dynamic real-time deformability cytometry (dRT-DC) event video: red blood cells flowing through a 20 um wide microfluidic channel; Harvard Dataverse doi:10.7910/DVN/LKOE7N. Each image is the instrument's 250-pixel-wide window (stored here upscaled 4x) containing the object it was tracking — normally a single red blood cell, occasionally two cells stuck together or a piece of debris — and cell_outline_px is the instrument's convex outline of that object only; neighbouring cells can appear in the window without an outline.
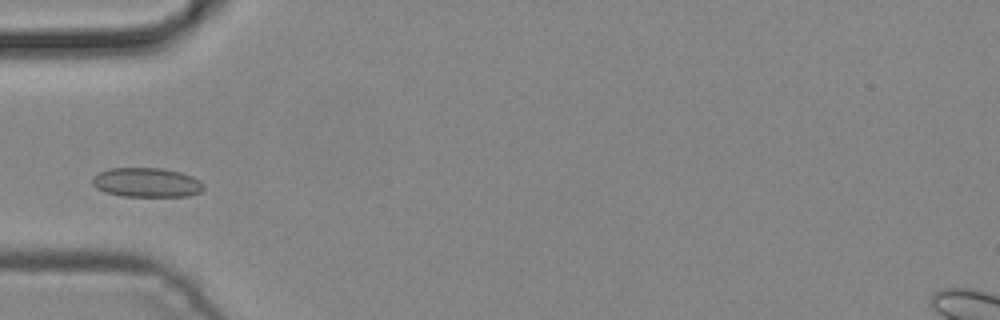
{"species": "common noctule bat (a hibernating species)", "species_latin": "Nyctalus noctula", "temperature_condition": "cold", "stored_images_in_passage": 3, "camera_frame_rate_fps": 3000, "um_per_image_px": 0.085, "animal": {"sex": "male", "body_mass_g": 19.2, "forearm_length_mm": 51.8}, "frame": {"image": 1, "passage_image": 3, "time_ms": 0.667, "image_size_px": [1000, 320], "cell_outline_px": [[204, 188], [200, 192], [188, 196], [120, 196], [104, 192], [96, 188], [92, 184], [92, 176], [108, 168], [160, 168], [180, 172], [192, 176], [200, 180], [204, 184]], "centroid_in_image_um": [12.45, 15.51], "position_along_channel_um": 72.6, "area_um2": 19.19}}